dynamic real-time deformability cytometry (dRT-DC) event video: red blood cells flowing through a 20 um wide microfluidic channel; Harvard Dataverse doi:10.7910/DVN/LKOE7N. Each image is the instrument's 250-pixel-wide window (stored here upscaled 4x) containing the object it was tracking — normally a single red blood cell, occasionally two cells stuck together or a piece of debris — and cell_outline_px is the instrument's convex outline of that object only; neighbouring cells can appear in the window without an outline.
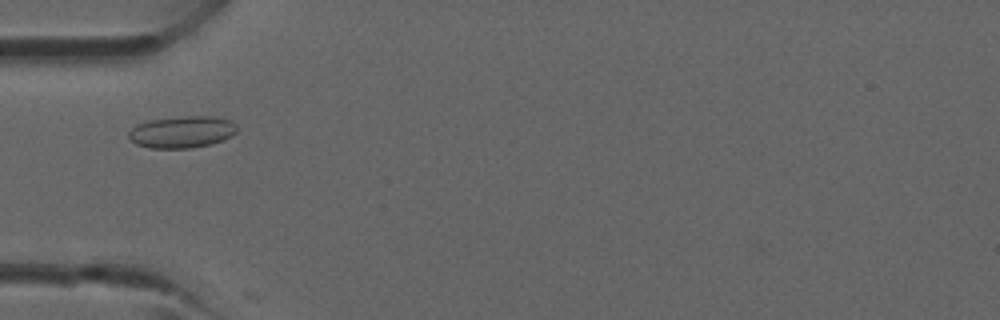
{"species": "common noctule bat (a hibernating species)", "species_latin": "Nyctalus noctula", "temperature_condition": "room temperature", "stored_images_in_passage": 3, "camera_frame_rate_fps": 3000, "um_per_image_px": 0.085, "animal": {"sex": "male", "forearm_length_mm": 52.5}, "frame": {"image": 1, "passage_image": 2, "time_ms": 1.333, "image_size_px": [1000, 320], "cell_outline_px": [[236, 132], [232, 136], [224, 140], [212, 144], [192, 148], [148, 148], [136, 144], [128, 136], [128, 132], [136, 124], [152, 120], [184, 116], [216, 116], [228, 120], [236, 124]], "centroid_in_image_um": [15.48, 11.22], "position_along_channel_um": 69.5, "area_um2": 20.17}}
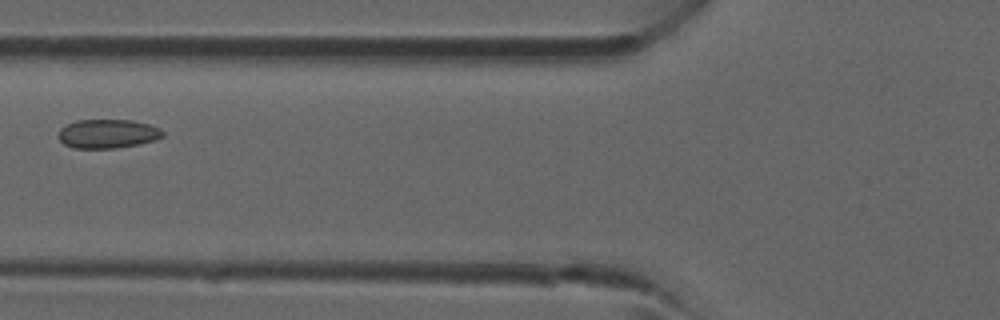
{"frame": {"image": 2, "passage_image": 3, "time_ms": 2.333, "image_size_px": [1000, 320], "cell_outline_px": [[164, 136], [140, 144], [116, 148], [72, 148], [64, 144], [60, 140], [60, 128], [76, 120], [132, 120], [148, 124], [160, 128], [164, 132]], "centroid_in_image_um": [9.16, 11.37], "position_along_channel_um": 116.6, "area_um2": 17.51}}